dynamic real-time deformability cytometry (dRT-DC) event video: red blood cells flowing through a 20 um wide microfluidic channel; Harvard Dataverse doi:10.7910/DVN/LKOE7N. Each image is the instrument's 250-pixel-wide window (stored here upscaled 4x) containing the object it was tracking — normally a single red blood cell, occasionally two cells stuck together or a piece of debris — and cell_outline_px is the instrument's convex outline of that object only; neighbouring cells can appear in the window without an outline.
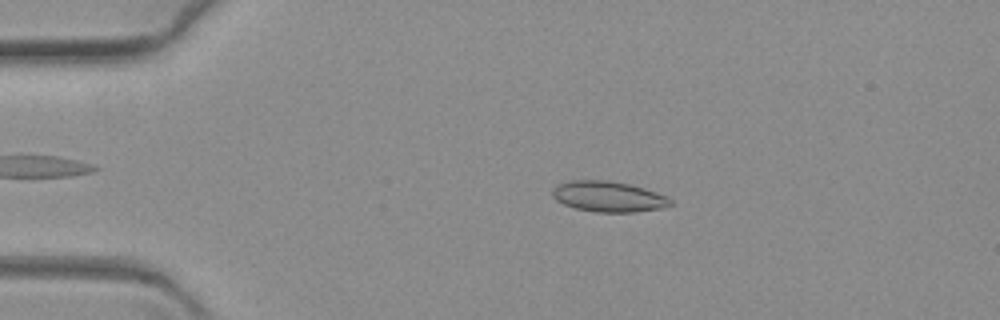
{"species": "common noctule bat (a hibernating species)", "species_latin": "Nyctalus noctula", "temperature_condition": "warm", "stored_images_in_passage": 63, "camera_frame_rate_fps": 3000, "um_per_image_px": 0.085, "animal": {"sex": "female", "body_mass_g": 19.3, "forearm_length_mm": 54.1}, "frame": {"image": 1, "passage_image": 13, "time_ms": 4.0, "image_size_px": [1000, 320], "cell_outline_px": [[676, 204], [660, 208], [636, 212], [596, 212], [576, 208], [564, 204], [556, 200], [552, 196], [552, 188], [560, 184], [572, 180], [608, 180], [628, 184], [644, 188], [668, 196]], "centroid_in_image_um": [51.75, 16.71], "position_along_channel_um": 33.3, "area_um2": 21.1}}
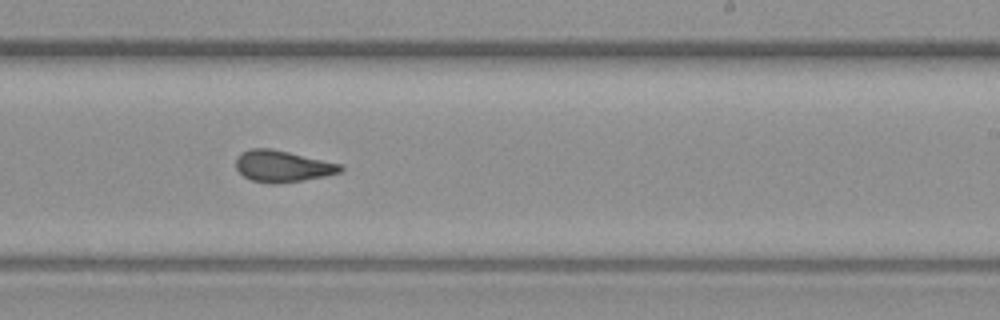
{"frame": {"image": 2, "passage_image": 39, "time_ms": 12.667, "image_size_px": [1000, 320], "cell_outline_px": [[344, 168], [340, 172], [324, 176], [276, 184], [268, 184], [252, 180], [244, 176], [236, 168], [236, 156], [240, 152], [252, 148], [272, 148], [340, 164]], "centroid_in_image_um": [23.96, 14.12], "position_along_channel_um": 265.0, "area_um2": 19.07}}
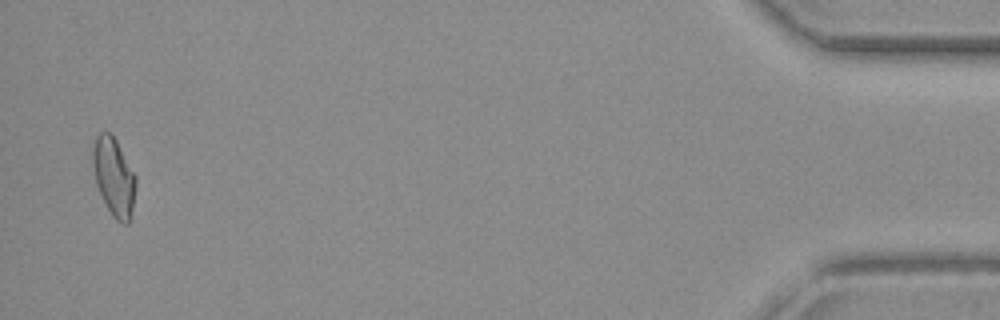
{"frame": {"image": 3, "passage_image": 62, "time_ms": 20.333, "image_size_px": [1000, 320], "cell_outline_px": [[136, 188], [132, 208], [128, 224], [124, 224], [116, 220], [112, 216], [96, 184], [92, 164], [92, 148], [96, 136], [100, 132], [108, 132], [116, 140], [136, 176]], "centroid_in_image_um": [9.67, 15.02], "position_along_channel_um": 425.5, "area_um2": 19.42}}